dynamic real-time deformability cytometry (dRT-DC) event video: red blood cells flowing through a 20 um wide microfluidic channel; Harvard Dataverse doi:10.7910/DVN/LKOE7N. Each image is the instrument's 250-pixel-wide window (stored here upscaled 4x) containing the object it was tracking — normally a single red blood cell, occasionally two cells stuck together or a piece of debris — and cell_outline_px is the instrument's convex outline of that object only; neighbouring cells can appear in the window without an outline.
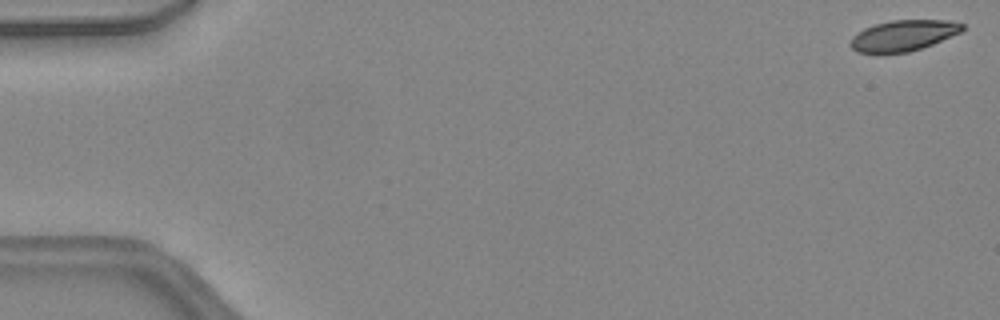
{"species": "common noctule bat (a hibernating species)", "species_latin": "Nyctalus noctula", "temperature_condition": "warm", "stored_images_in_passage": 29, "camera_frame_rate_fps": 3000, "um_per_image_px": 0.085, "animal": {"sex": "female", "body_mass_g": 24.6, "forearm_length_mm": 56.2}, "frame": {"image": 1, "passage_image": 1, "time_ms": 0.0, "image_size_px": [1000, 320], "cell_outline_px": [[964, 28], [960, 32], [932, 44], [908, 52], [880, 56], [856, 52], [848, 44], [852, 36], [864, 28], [876, 24], [892, 20], [948, 20], [964, 24]], "centroid_in_image_um": [76.69, 3.06], "position_along_channel_um": 8.3, "area_um2": 20.58}}
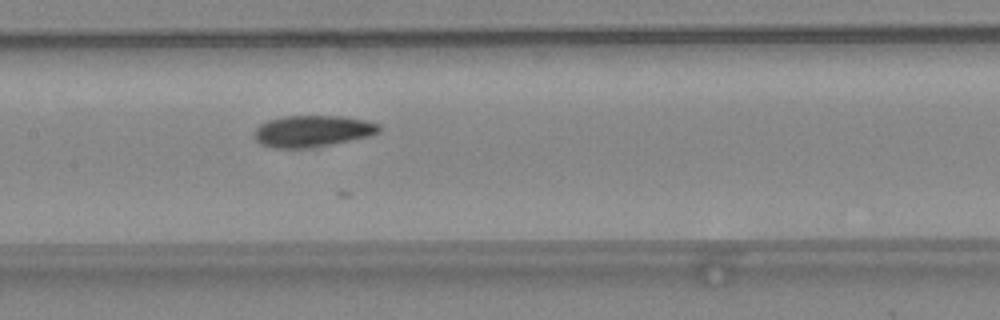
{"frame": {"image": 2, "passage_image": 23, "time_ms": 7.333, "image_size_px": [1000, 320], "cell_outline_px": [[380, 132], [372, 136], [332, 144], [308, 148], [272, 148], [260, 144], [256, 140], [256, 128], [260, 124], [268, 120], [284, 116], [340, 116], [364, 120], [380, 124]], "centroid_in_image_um": [26.58, 11.15], "position_along_channel_um": 180.8, "area_um2": 22.95}}
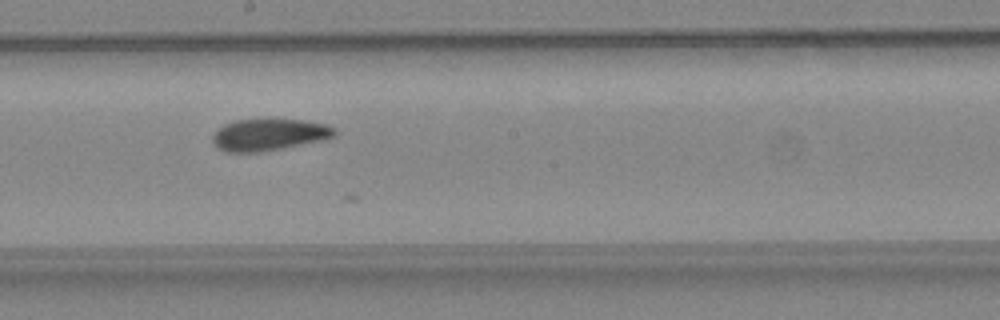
{"frame": {"image": 3, "passage_image": 26, "time_ms": 8.333, "image_size_px": [1000, 320], "cell_outline_px": [[336, 132], [332, 136], [324, 140], [260, 152], [228, 152], [216, 148], [212, 140], [212, 136], [224, 124], [236, 120], [304, 120], [328, 124], [336, 128]], "centroid_in_image_um": [22.87, 11.45], "position_along_channel_um": 225.3, "area_um2": 22.43}}